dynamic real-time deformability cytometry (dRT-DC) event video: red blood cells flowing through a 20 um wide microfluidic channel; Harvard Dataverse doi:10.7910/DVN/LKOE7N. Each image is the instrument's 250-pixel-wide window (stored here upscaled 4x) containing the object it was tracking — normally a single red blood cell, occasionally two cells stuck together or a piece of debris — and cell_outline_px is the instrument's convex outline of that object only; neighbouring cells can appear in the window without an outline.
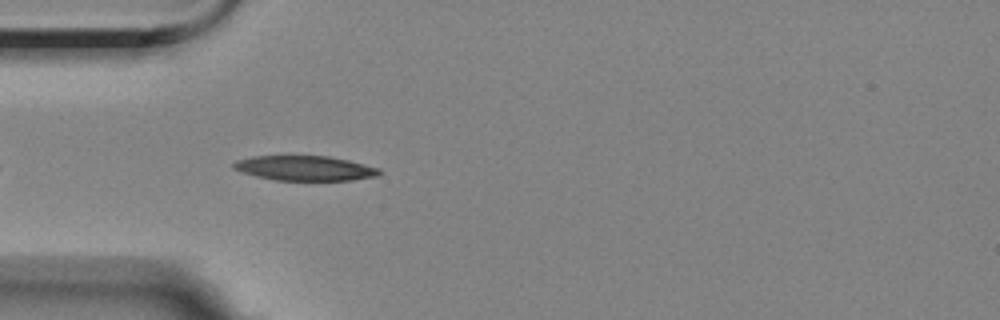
{"species": "Egyptian fruit bat (a non-hibernating species)", "species_latin": "Rousettus aegyptiacus", "temperature_condition": "room temperature", "stored_images_in_passage": 44, "camera_frame_rate_fps": 3000, "um_per_image_px": 0.085, "animal": {"sex": "female"}, "frame": {"image": 1, "passage_image": 4, "time_ms": 1.0, "image_size_px": [1000, 320], "cell_outline_px": [[384, 172], [376, 176], [352, 180], [276, 180], [256, 176], [232, 168], [232, 164], [236, 160], [252, 156], [328, 156], [348, 160], [380, 168]], "centroid_in_image_um": [25.93, 14.29], "position_along_channel_um": 59.1, "area_um2": 21.04}}
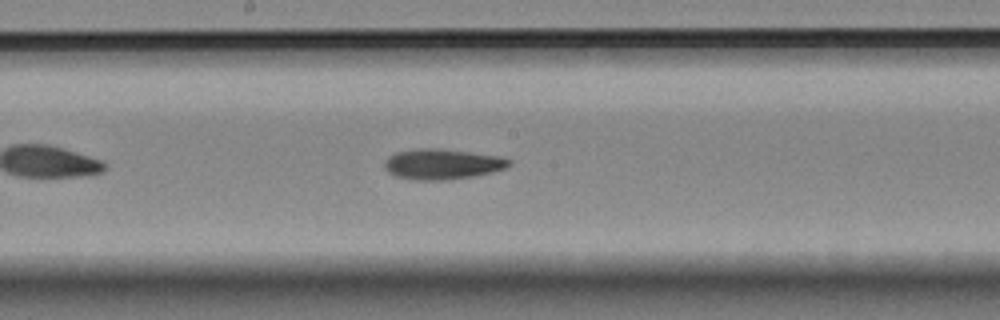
{"frame": {"image": 2, "passage_image": 17, "time_ms": 5.333, "image_size_px": [1000, 320], "cell_outline_px": [[512, 164], [504, 168], [492, 172], [472, 176], [448, 180], [412, 180], [396, 176], [388, 172], [384, 168], [384, 164], [388, 156], [396, 152], [420, 148], [436, 148], [468, 152], [496, 156], [512, 160]], "centroid_in_image_um": [37.55, 13.96], "position_along_channel_um": 210.6, "area_um2": 21.96}}
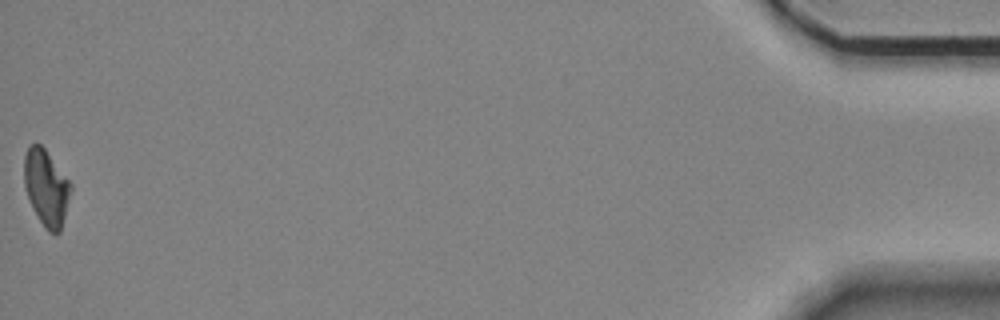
{"frame": {"image": 3, "passage_image": 44, "time_ms": 14.333, "image_size_px": [1000, 320], "cell_outline_px": [[72, 188], [60, 232], [56, 236], [48, 232], [44, 228], [28, 196], [24, 184], [24, 156], [28, 148], [32, 144], [40, 144], [44, 148], [72, 184]], "centroid_in_image_um": [3.95, 15.97], "position_along_channel_um": 431.3, "area_um2": 20.4}, "authors_computed_cell_mechanics": {"area_um2": 21.1548, "velocity_mm_per_s": 3.5305, "shape_relaxation_time_tau1_ms": null, "shape_relaxation_time_tau2_ms": 7.0443, "deformation_change_tau1": null, "deformation_change_tau2": 0.1489}}